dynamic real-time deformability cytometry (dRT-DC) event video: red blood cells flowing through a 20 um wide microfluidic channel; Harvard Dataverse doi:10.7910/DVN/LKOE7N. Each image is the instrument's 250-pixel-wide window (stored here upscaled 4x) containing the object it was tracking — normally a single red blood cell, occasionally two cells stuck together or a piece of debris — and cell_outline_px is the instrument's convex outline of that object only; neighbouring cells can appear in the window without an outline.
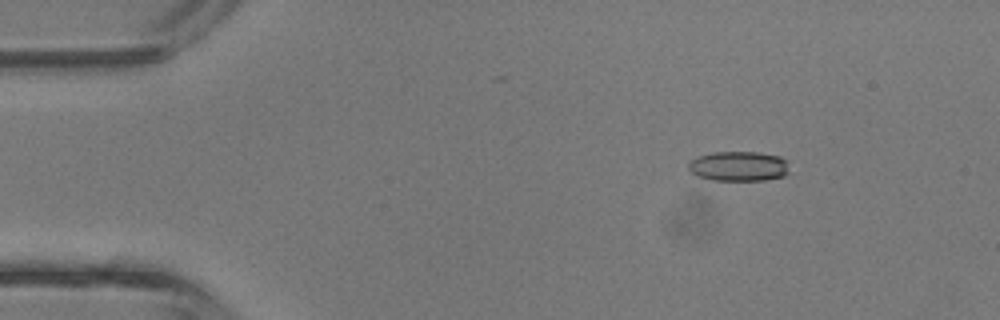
{"species": "common noctule bat (a hibernating species)", "species_latin": "Nyctalus noctula", "temperature_condition": "room temperature", "stored_images_in_passage": 3, "camera_frame_rate_fps": 3000, "um_per_image_px": 0.085, "animal": {"sex": "male", "body_mass_g": 13.3}, "frame": {"image": 1, "passage_image": 1, "time_ms": 0.0, "image_size_px": [1000, 320], "cell_outline_px": [[788, 172], [784, 176], [764, 180], [712, 180], [696, 176], [688, 168], [688, 164], [696, 156], [712, 152], [756, 152], [780, 156], [788, 160]], "centroid_in_image_um": [62.79, 14.12], "position_along_channel_um": 22.2, "area_um2": 17.69}}
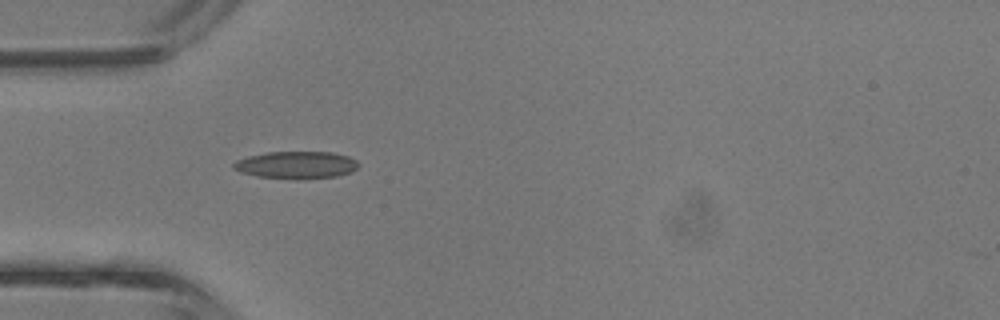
{"frame": {"image": 2, "passage_image": 3, "time_ms": 0.667, "image_size_px": [1000, 320], "cell_outline_px": [[360, 164], [352, 172], [336, 176], [300, 180], [256, 176], [240, 172], [232, 168], [232, 164], [236, 160], [248, 156], [268, 152], [332, 152], [348, 156], [356, 160]], "centroid_in_image_um": [25.18, 14.03], "position_along_channel_um": 59.8, "area_um2": 20.11}}